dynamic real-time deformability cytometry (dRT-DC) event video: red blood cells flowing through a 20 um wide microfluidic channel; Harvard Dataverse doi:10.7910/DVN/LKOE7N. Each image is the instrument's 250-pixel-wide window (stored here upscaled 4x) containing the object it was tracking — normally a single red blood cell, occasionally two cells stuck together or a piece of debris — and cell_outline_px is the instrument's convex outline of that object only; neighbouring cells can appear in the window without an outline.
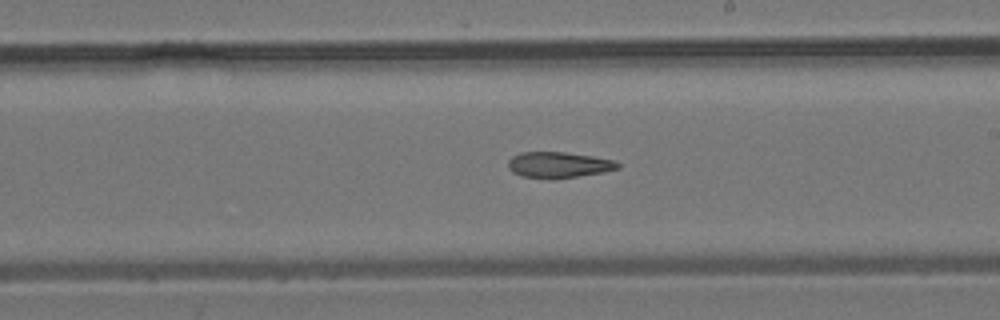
{"species": "common noctule bat (a hibernating species)", "species_latin": "Nyctalus noctula", "temperature_condition": "room temperature", "stored_images_in_passage": 24, "camera_frame_rate_fps": 3000, "um_per_image_px": 0.085, "animal": {"sex": "male", "body_mass_g": 19.2, "forearm_length_mm": 51.8}, "frame": {"image": 1, "passage_image": 14, "time_ms": 4.333, "image_size_px": [1000, 320], "cell_outline_px": [[620, 168], [604, 172], [552, 180], [520, 176], [512, 172], [508, 168], [508, 160], [512, 156], [520, 152], [564, 152], [592, 156], [612, 160], [620, 164]], "centroid_in_image_um": [47.44, 14.03], "position_along_channel_um": 241.6, "area_um2": 16.76}}
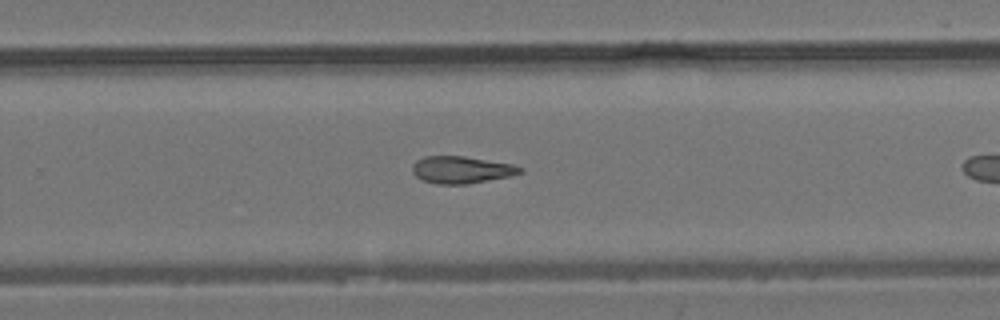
{"frame": {"image": 2, "passage_image": 17, "time_ms": 5.333, "image_size_px": [1000, 320], "cell_outline_px": [[524, 172], [512, 176], [468, 184], [436, 184], [420, 180], [412, 172], [412, 164], [416, 160], [424, 156], [464, 156], [512, 164], [524, 168]], "centroid_in_image_um": [39.22, 14.44], "position_along_channel_um": 290.6, "area_um2": 17.28}}